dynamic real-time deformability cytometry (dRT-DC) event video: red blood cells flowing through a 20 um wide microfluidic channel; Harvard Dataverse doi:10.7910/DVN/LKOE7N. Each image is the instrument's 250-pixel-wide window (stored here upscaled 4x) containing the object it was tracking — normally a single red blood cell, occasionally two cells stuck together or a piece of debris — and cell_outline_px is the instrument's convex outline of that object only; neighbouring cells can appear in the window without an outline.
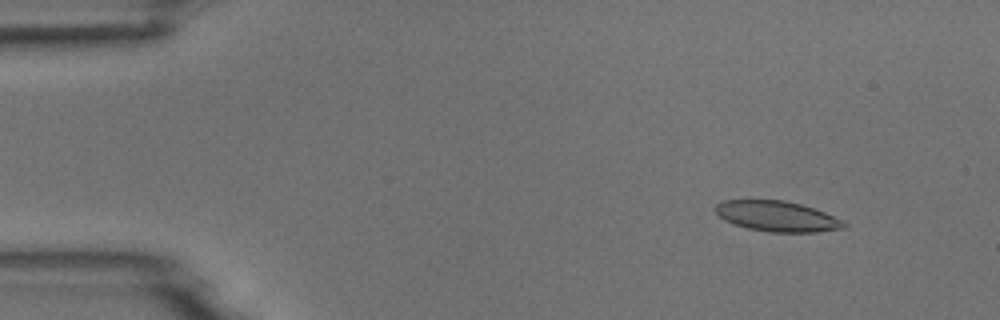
{"species": "common noctule bat (a hibernating species)", "species_latin": "Nyctalus noctula", "temperature_condition": "room temperature", "stored_images_in_passage": 4, "camera_frame_rate_fps": 3000, "um_per_image_px": 0.085, "animal": {"sex": "male", "body_mass_g": 18.8}, "frame": {"image": 1, "passage_image": 2, "time_ms": 1.333, "image_size_px": [1000, 320], "cell_outline_px": [[848, 228], [816, 232], [768, 232], [748, 228], [732, 224], [724, 220], [712, 208], [720, 200], [784, 200], [800, 204], [824, 212], [848, 224]], "centroid_in_image_um": [66.01, 18.39], "position_along_channel_um": 19.0, "area_um2": 22.89}}
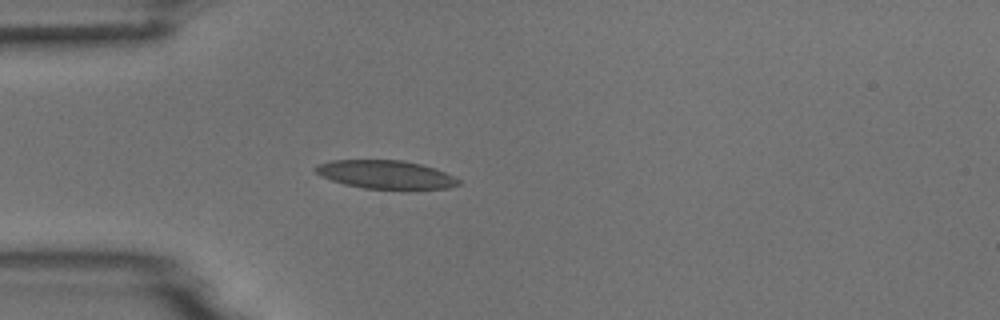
{"frame": {"image": 2, "passage_image": 4, "time_ms": 4.333, "image_size_px": [1000, 320], "cell_outline_px": [[460, 184], [448, 188], [364, 188], [344, 184], [320, 176], [312, 168], [316, 164], [332, 160], [404, 160], [420, 164], [444, 172], [460, 180]], "centroid_in_image_um": [32.71, 14.82], "position_along_channel_um": 52.3, "area_um2": 23.29}}